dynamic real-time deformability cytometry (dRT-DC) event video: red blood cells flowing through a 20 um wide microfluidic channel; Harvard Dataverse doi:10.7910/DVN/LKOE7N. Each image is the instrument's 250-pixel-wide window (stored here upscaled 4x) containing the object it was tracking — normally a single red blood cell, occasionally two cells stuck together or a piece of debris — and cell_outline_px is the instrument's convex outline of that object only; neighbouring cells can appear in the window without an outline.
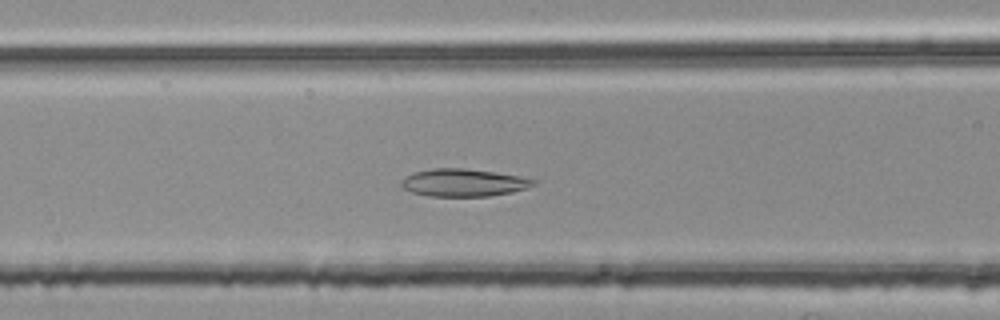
{"species": "common noctule bat (a hibernating species)", "species_latin": "Nyctalus noctula", "temperature_condition": "room temperature", "stored_images_in_passage": 36, "camera_frame_rate_fps": 3000, "um_per_image_px": 0.085, "animal": {"sex": "female", "body_mass_g": 25.1}, "frame": {"image": 1, "passage_image": 7, "time_ms": 2.0, "image_size_px": [1000, 320], "cell_outline_px": [[536, 184], [528, 188], [512, 192], [488, 196], [428, 196], [412, 192], [404, 188], [400, 184], [400, 180], [404, 176], [412, 172], [432, 168], [464, 168], [520, 176], [536, 180]], "centroid_in_image_um": [39.37, 15.52], "position_along_channel_um": 127.2, "area_um2": 21.33}}
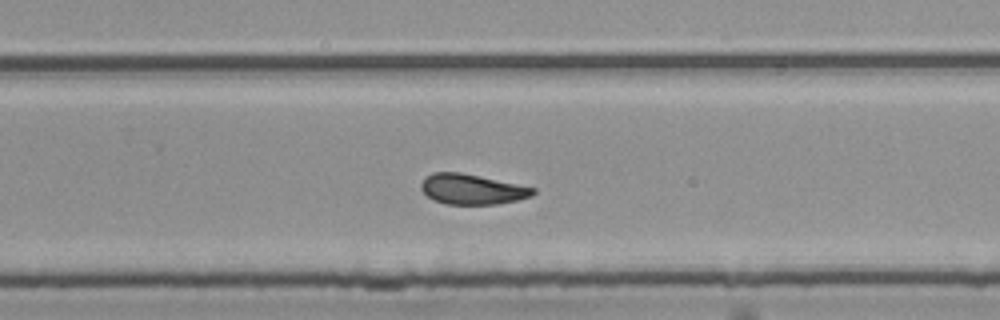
{"frame": {"image": 2, "passage_image": 20, "time_ms": 6.333, "image_size_px": [1000, 320], "cell_outline_px": [[536, 192], [532, 196], [516, 200], [496, 204], [448, 204], [432, 200], [420, 188], [420, 184], [432, 172], [460, 172], [536, 188]], "centroid_in_image_um": [40.12, 16.09], "position_along_channel_um": 289.7, "area_um2": 19.54}}
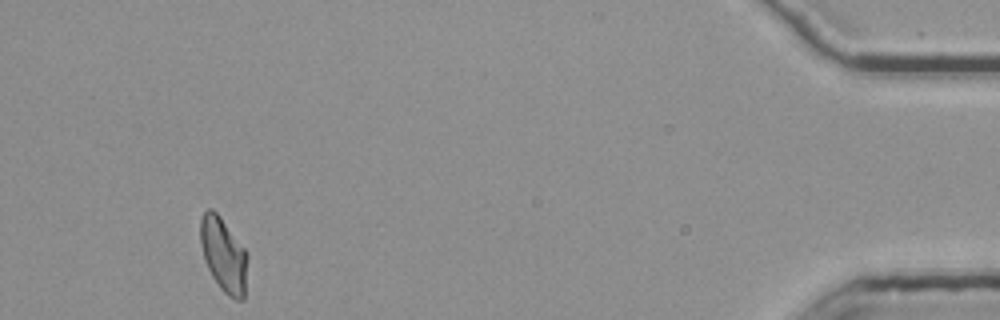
{"frame": {"image": 3, "passage_image": 36, "time_ms": 11.667, "image_size_px": [1000, 320], "cell_outline_px": [[248, 256], [244, 300], [236, 300], [228, 296], [220, 288], [212, 276], [204, 260], [200, 244], [200, 220], [204, 212], [208, 208], [212, 208], [220, 216], [248, 252]], "centroid_in_image_um": [19.01, 21.66], "position_along_channel_um": 416.2, "area_um2": 20.63}, "authors_computed_cell_mechanics": {"area_um2": 20.4034, "velocity_mm_per_s": 3.7623, "shape_relaxation_time_tau1_ms": null, "shape_relaxation_time_tau2_ms": 2.2601, "deformation_change_tau1": null, "deformation_change_tau2": 0.0893}}